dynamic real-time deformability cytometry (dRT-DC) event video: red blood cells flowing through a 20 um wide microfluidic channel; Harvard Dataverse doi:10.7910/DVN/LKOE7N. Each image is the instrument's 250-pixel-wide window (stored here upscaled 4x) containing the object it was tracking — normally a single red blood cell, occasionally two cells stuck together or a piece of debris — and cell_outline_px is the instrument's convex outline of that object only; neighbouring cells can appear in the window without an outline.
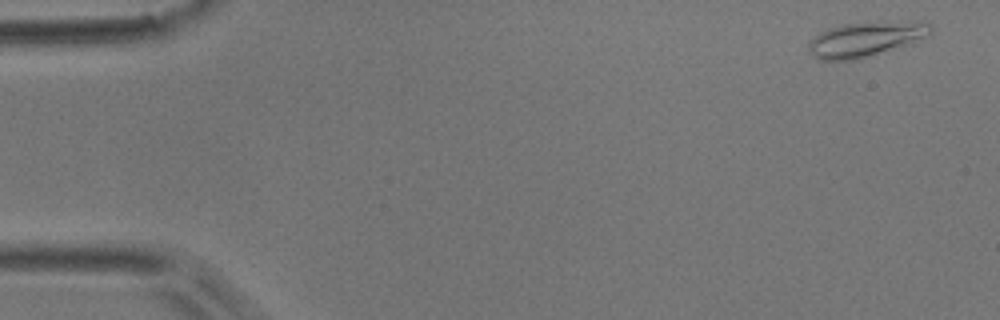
{"species": "common noctule bat (a hibernating species)", "species_latin": "Nyctalus noctula", "temperature_condition": "room temperature", "stored_images_in_passage": 5, "camera_frame_rate_fps": 3000, "um_per_image_px": 0.085, "animal": {"sex": "male", "body_mass_g": 17.9}, "frame": {"image": 1, "passage_image": 1, "time_ms": 0.0, "image_size_px": [1000, 320], "cell_outline_px": [[932, 32], [928, 36], [920, 40], [856, 60], [820, 60], [812, 56], [808, 48], [808, 44], [820, 32], [828, 28], [844, 24], [912, 20], [928, 20], [932, 24]], "centroid_in_image_um": [73.65, 3.31], "position_along_channel_um": 11.3, "area_um2": 24.97}}
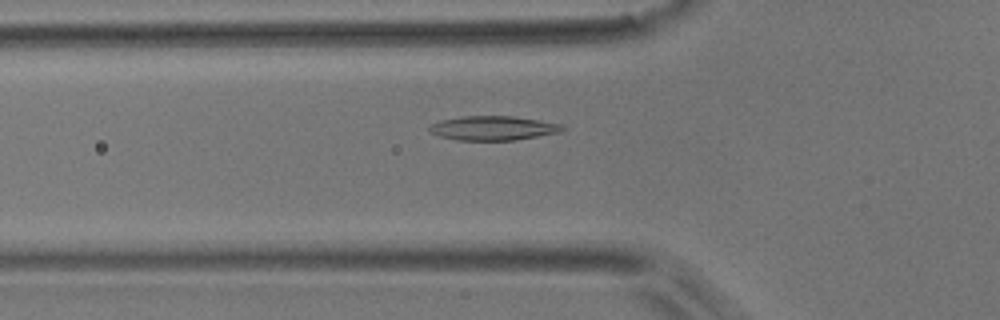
{"frame": {"image": 2, "passage_image": 5, "time_ms": 5.333, "image_size_px": [1000, 320], "cell_outline_px": [[568, 128], [560, 132], [516, 140], [456, 140], [440, 136], [428, 132], [428, 128], [432, 124], [440, 120], [460, 116], [512, 116], [560, 124]], "centroid_in_image_um": [41.88, 10.89], "position_along_channel_um": 83.9, "area_um2": 18.79}}